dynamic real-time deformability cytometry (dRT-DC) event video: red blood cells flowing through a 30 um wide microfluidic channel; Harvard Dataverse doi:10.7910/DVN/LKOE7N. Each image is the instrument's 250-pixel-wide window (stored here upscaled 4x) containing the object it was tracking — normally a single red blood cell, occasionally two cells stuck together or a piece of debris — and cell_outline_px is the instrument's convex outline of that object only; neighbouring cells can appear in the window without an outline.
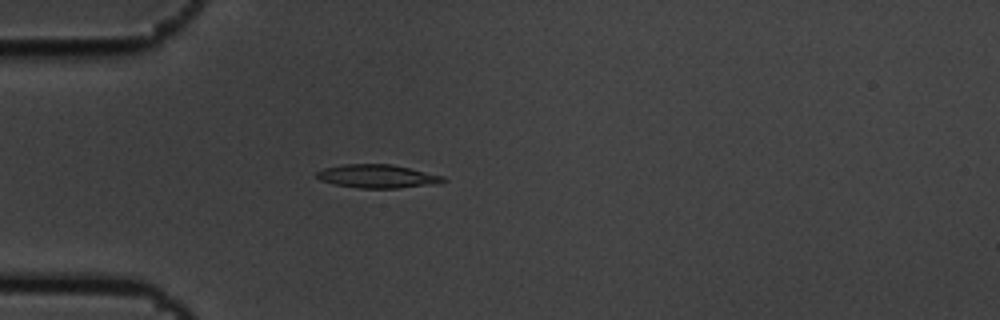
{"species": "common noctule bat (a hibernating species)", "species_latin": "Nyctalus noctula", "temperature_condition": "cold", "stored_images_in_passage": 4, "camera_frame_rate_fps": 3000, "um_per_image_px": 0.085, "animal": {"sex": "male", "body_mass_g": 19.5, "forearm_length_mm": 54.6}, "frame": {"image": 1, "passage_image": 4, "time_ms": 1.0, "image_size_px": [1000, 320], "cell_outline_px": [[448, 180], [428, 184], [396, 188], [360, 188], [332, 184], [320, 180], [316, 176], [316, 172], [324, 168], [344, 164], [392, 164], [444, 176]], "centroid_in_image_um": [32.01, 14.97], "position_along_channel_um": 53.0, "area_um2": 17.05}}